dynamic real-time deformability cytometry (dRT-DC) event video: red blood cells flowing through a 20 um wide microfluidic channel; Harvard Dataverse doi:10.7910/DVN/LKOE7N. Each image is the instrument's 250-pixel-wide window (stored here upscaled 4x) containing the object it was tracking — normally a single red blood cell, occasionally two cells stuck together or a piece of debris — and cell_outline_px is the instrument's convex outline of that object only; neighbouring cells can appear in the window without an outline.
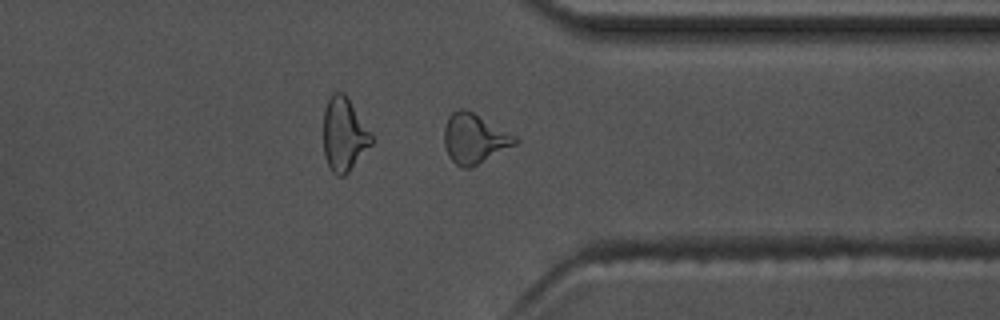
{"species": "common noctule bat (a hibernating species)", "species_latin": "Nyctalus noctula", "temperature_condition": "warm", "stored_images_in_passage": 48, "camera_frame_rate_fps": 3000, "um_per_image_px": 0.085, "animal": {"sex": "male", "body_mass_g": 17.5, "forearm_length_mm": 52.3}, "frame": {"image": 1, "passage_image": 35, "time_ms": 11.333, "image_size_px": [1000, 320], "cell_outline_px": [[520, 140], [516, 144], [472, 168], [460, 168], [448, 156], [444, 144], [444, 128], [448, 116], [456, 108], [464, 108], [472, 112], [516, 136]], "centroid_in_image_um": [40.3, 11.79], "position_along_channel_um": 371.1, "area_um2": 20.63}, "authors_computed_cell_mechanics": {"area_um2": 19.5653, "velocity_mm_per_s": 3.7171, "shape_relaxation_time_tau1_ms": 7.4168, "shape_relaxation_time_tau2_ms": 2.752, "deformation_change_tau1": 0.2108, "deformation_change_tau2": 0.1097}}